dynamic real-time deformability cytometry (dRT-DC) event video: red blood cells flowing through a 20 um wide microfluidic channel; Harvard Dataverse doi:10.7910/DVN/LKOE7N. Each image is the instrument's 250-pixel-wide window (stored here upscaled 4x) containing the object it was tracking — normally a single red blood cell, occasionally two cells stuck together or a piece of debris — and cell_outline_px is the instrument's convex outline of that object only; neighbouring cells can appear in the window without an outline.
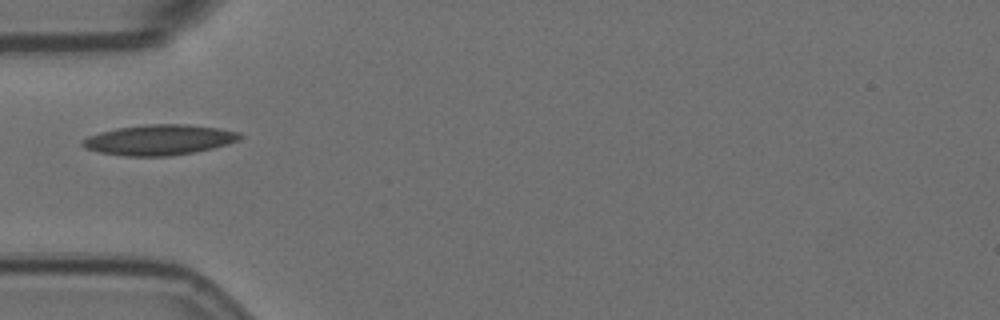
{"species": "Egyptian fruit bat (a non-hibernating species)", "species_latin": "Rousettus aegyptiacus", "temperature_condition": "room temperature", "stored_images_in_passage": 5, "camera_frame_rate_fps": 3000, "um_per_image_px": 0.085, "animal": {"sex": "female"}, "frame": {"image": 1, "passage_image": 5, "time_ms": 1.333, "image_size_px": [1000, 320], "cell_outline_px": [[240, 136], [236, 140], [228, 144], [212, 148], [192, 152], [168, 156], [124, 156], [100, 152], [84, 148], [80, 144], [80, 140], [88, 136], [100, 132], [116, 128], [144, 124], [184, 124], [220, 128], [240, 132]], "centroid_in_image_um": [13.47, 11.88], "position_along_channel_um": 71.5, "area_um2": 27.8}}